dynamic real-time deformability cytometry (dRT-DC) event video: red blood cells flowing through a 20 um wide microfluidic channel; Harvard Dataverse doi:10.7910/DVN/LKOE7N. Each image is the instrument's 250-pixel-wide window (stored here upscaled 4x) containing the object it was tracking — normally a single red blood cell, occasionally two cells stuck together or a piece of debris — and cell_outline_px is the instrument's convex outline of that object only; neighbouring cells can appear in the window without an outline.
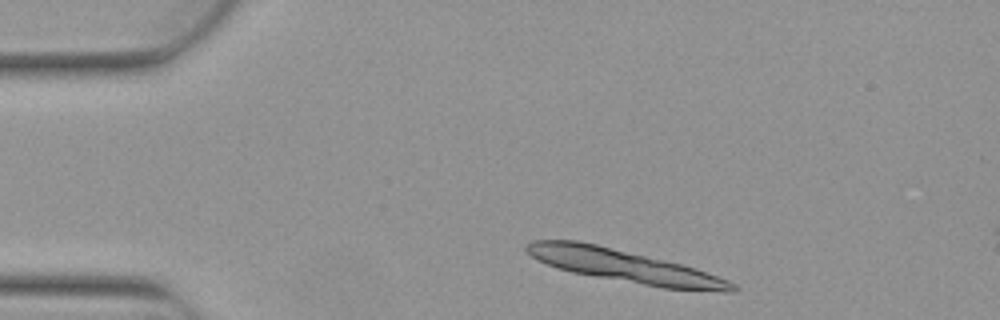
{"species": "Egyptian fruit bat (a non-hibernating species)", "species_latin": "Rousettus aegyptiacus", "temperature_condition": "warm", "stored_images_in_passage": 3, "segment_of_instrument_passage": [1, 2], "camera_frame_rate_fps": 3000, "um_per_image_px": 0.085, "animal": {"sex": "female"}, "frame": {"image": 1, "passage_image": 1, "time_ms": 0.0, "image_size_px": [1000, 320], "cell_outline_px": [[740, 288], [736, 292], [724, 292], [664, 288], [572, 272], [556, 268], [536, 260], [524, 252], [524, 244], [532, 240], [576, 240], [596, 244], [680, 264], [696, 268], [728, 280], [736, 284]], "centroid_in_image_um": [53.03, 22.61], "position_along_channel_um": 32.0, "area_um2": 39.02}}